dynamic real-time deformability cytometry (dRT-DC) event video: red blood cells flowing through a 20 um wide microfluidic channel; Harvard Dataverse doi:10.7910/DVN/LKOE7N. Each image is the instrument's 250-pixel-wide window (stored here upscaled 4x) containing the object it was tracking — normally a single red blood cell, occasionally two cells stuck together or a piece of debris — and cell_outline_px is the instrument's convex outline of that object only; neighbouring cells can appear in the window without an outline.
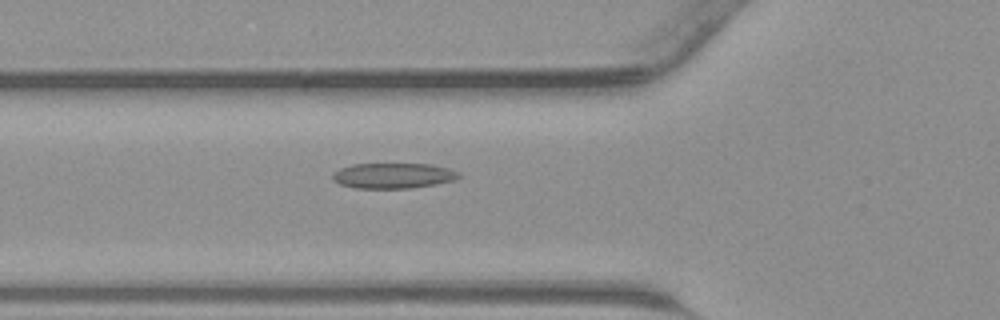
{"species": "common noctule bat (a hibernating species)", "species_latin": "Nyctalus noctula", "temperature_condition": "warm", "stored_images_in_passage": 39, "camera_frame_rate_fps": 3000, "um_per_image_px": 0.085, "animal": {"sex": "male", "body_mass_g": 23.1, "forearm_length_mm": 52.7}, "frame": {"image": 1, "passage_image": 10, "time_ms": 3.0, "image_size_px": [1000, 320], "cell_outline_px": [[460, 176], [456, 180], [436, 184], [412, 188], [356, 188], [340, 184], [332, 180], [332, 172], [340, 168], [352, 164], [428, 164], [448, 168], [460, 172]], "centroid_in_image_um": [33.41, 14.93], "position_along_channel_um": 92.4, "area_um2": 18.79}}
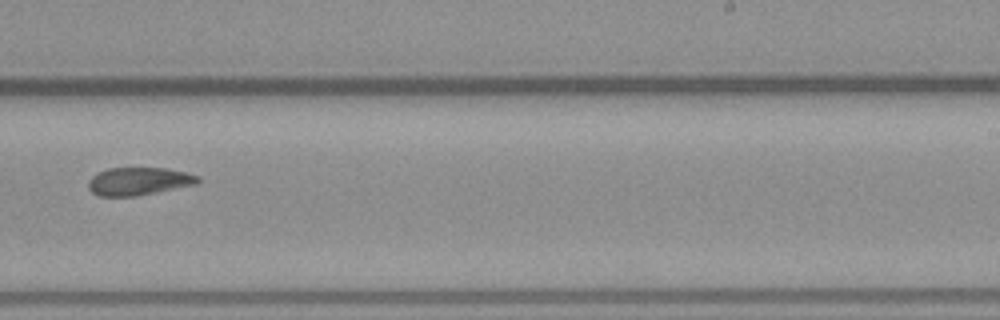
{"frame": {"image": 2, "passage_image": 22, "time_ms": 7.0, "image_size_px": [1000, 320], "cell_outline_px": [[200, 180], [196, 184], [136, 196], [96, 196], [88, 188], [88, 180], [92, 176], [108, 168], [164, 168], [184, 172], [200, 176]], "centroid_in_image_um": [11.76, 15.41], "position_along_channel_um": 277.2, "area_um2": 17.69}}
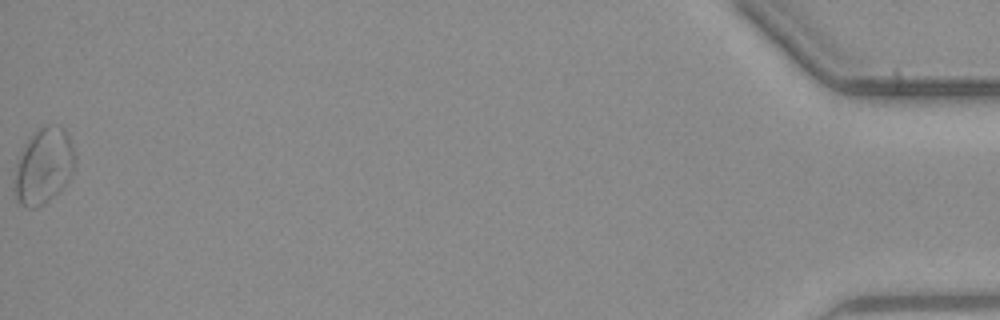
{"frame": {"image": 3, "passage_image": 39, "time_ms": 12.667, "image_size_px": [1000, 320], "cell_outline_px": [[76, 160], [72, 172], [68, 180], [60, 192], [44, 204], [36, 208], [28, 208], [20, 204], [16, 200], [16, 160], [24, 144], [36, 128], [48, 124], [64, 128], [72, 144], [76, 156]], "centroid_in_image_um": [3.73, 14.1], "position_along_channel_um": 431.5, "area_um2": 26.93}}